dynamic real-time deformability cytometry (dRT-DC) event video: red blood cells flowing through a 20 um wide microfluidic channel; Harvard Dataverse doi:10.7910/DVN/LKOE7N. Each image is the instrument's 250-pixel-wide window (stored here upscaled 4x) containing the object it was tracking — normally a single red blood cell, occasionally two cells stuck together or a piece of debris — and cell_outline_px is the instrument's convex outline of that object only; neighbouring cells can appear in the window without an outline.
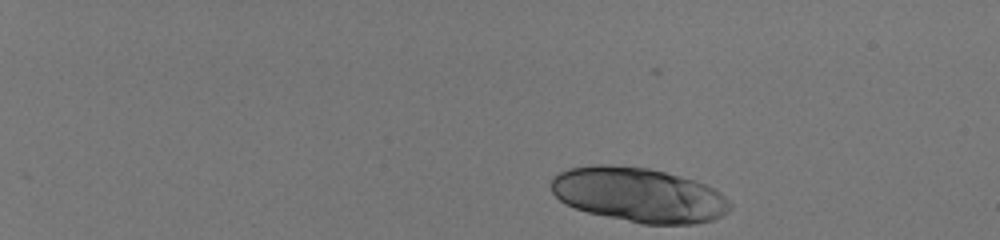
{"species": "human", "species_latin": "Homo sapiens", "temperature_condition": "room temperature", "stored_images_in_passage": 45, "segment_of_instrument_passage": [1, 2], "camera_frame_rate_fps": 3000, "um_per_image_px": 0.085, "donor": {"sex": "male"}, "frame": {"image": 1, "passage_image": 1, "time_ms": 0.0, "image_size_px": [1000, 240], "cell_outline_px": [[732, 208], [728, 212], [712, 220], [692, 224], [640, 224], [588, 212], [564, 204], [552, 192], [552, 176], [568, 168], [592, 164], [608, 164], [648, 168], [680, 176], [704, 184], [720, 192], [732, 204]], "centroid_in_image_um": [54.28, 16.56], "position_along_channel_um": 30.7, "area_um2": 56.93}}
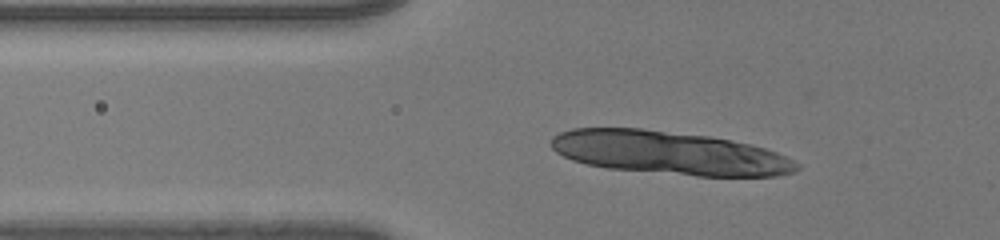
{"frame": {"image": 2, "passage_image": 14, "time_ms": 4.333, "image_size_px": [1000, 240], "cell_outline_px": [[800, 168], [796, 172], [776, 176], [696, 176], [608, 168], [588, 164], [572, 160], [556, 152], [552, 148], [552, 136], [560, 132], [572, 128], [640, 128], [708, 136], [732, 140], [752, 144], [776, 152], [800, 164]], "centroid_in_image_um": [56.91, 12.99], "position_along_channel_um": 68.9, "area_um2": 61.96}}